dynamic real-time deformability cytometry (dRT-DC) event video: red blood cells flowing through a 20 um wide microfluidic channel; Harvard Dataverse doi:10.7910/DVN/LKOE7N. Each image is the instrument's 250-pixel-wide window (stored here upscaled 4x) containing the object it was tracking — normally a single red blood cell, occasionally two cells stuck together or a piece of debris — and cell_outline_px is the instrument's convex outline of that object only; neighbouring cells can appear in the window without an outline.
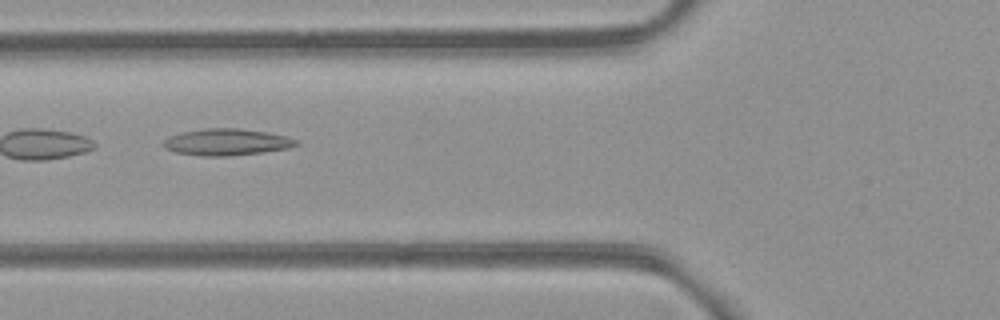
{"species": "common noctule bat (a hibernating species)", "species_latin": "Nyctalus noctula", "temperature_condition": "room temperature", "stored_images_in_passage": 34, "camera_frame_rate_fps": 3000, "um_per_image_px": 0.085, "animal": {"sex": "female", "body_mass_g": 21.9}, "frame": {"image": 1, "passage_image": 6, "time_ms": 1.667, "image_size_px": [1000, 320], "cell_outline_px": [[300, 144], [288, 148], [260, 152], [228, 156], [204, 156], [176, 152], [164, 148], [160, 144], [168, 136], [184, 132], [204, 128], [240, 128], [264, 132], [284, 136], [296, 140]], "centroid_in_image_um": [19.2, 12.07], "position_along_channel_um": 106.6, "area_um2": 20.4}, "authors_computed_cell_mechanics": {"area_um2": 18.9295, "velocity_mm_per_s": 3.9744, "shape_relaxation_time_tau1_ms": null, "shape_relaxation_time_tau2_ms": 4.9585, "deformation_change_tau1": null, "deformation_change_tau2": 0.1538}}